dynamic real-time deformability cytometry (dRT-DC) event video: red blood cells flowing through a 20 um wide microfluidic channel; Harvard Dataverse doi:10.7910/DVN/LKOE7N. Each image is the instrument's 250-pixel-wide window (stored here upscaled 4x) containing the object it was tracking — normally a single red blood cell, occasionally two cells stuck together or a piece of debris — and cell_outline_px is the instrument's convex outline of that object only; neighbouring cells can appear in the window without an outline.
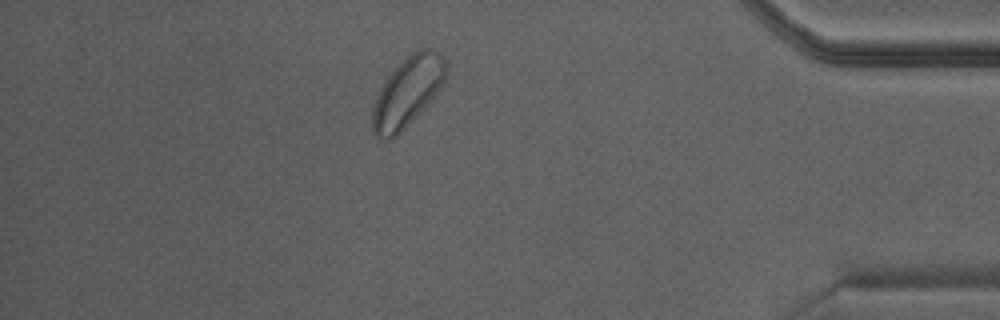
{"species": "Egyptian fruit bat (a non-hibernating species)", "species_latin": "Rousettus aegyptiacus", "temperature_condition": "warm", "stored_images_in_passage": 26, "camera_frame_rate_fps": 3000, "um_per_image_px": 0.085, "animal": {"sex": "male"}, "frame": {"image": 1, "passage_image": 22, "time_ms": 7.0, "image_size_px": [1000, 320], "cell_outline_px": [[448, 76], [440, 88], [404, 128], [396, 136], [388, 140], [376, 136], [372, 132], [372, 108], [380, 88], [396, 64], [416, 48], [432, 48], [440, 52], [448, 64]], "centroid_in_image_um": [34.66, 7.73], "position_along_channel_um": 400.5, "area_um2": 29.94}}